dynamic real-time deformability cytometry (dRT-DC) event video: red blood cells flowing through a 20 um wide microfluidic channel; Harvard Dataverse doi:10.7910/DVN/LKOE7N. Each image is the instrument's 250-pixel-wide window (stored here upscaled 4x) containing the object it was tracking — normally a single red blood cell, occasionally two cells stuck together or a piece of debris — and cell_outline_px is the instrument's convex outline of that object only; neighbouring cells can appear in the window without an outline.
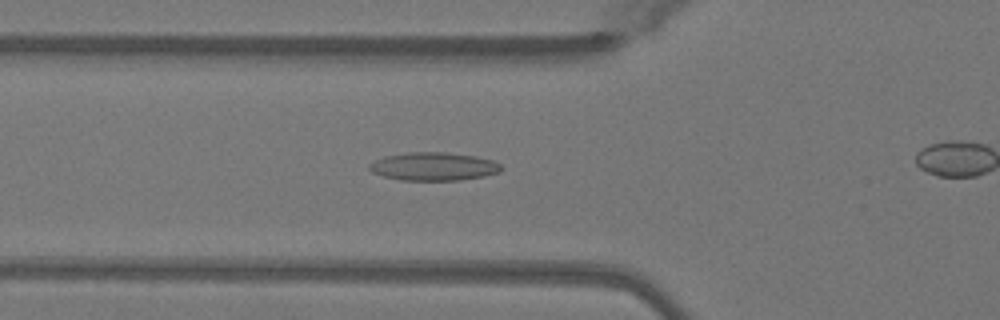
{"species": "Egyptian fruit bat (a non-hibernating species)", "species_latin": "Rousettus aegyptiacus", "temperature_condition": "warm", "stored_images_in_passage": 37, "camera_frame_rate_fps": 3000, "um_per_image_px": 0.085, "animal": {"sex": "female"}, "frame": {"image": 1, "passage_image": 14, "time_ms": 4.333, "image_size_px": [1000, 320], "cell_outline_px": [[504, 168], [500, 172], [484, 176], [460, 180], [400, 180], [384, 176], [372, 172], [368, 168], [368, 164], [384, 156], [408, 152], [444, 152], [476, 156], [492, 160], [500, 164]], "centroid_in_image_um": [36.87, 14.15], "position_along_channel_um": 88.9, "area_um2": 21.73}}
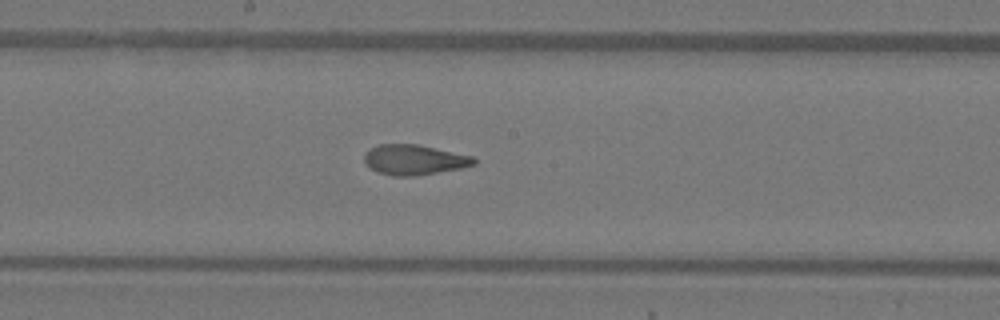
{"frame": {"image": 2, "passage_image": 23, "time_ms": 7.333, "image_size_px": [1000, 320], "cell_outline_px": [[476, 164], [460, 168], [416, 176], [392, 176], [376, 172], [364, 160], [364, 152], [380, 144], [420, 144], [472, 156], [476, 160]], "centroid_in_image_um": [35.21, 13.58], "position_along_channel_um": 213.0, "area_um2": 19.25}}
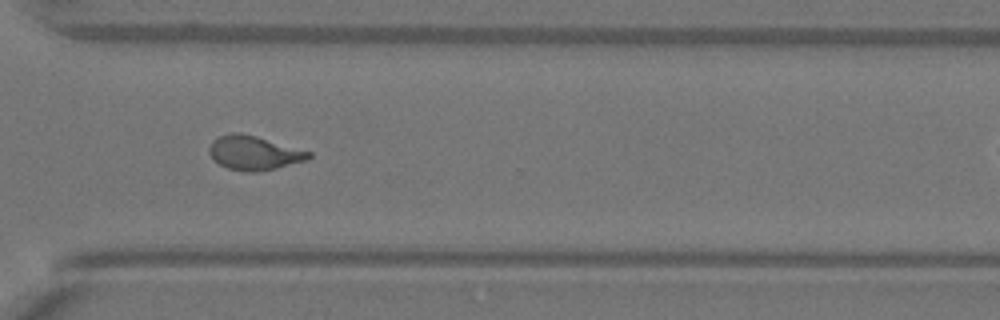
{"frame": {"image": 3, "passage_image": 33, "time_ms": 10.667, "image_size_px": [1000, 320], "cell_outline_px": [[312, 156], [308, 160], [276, 168], [256, 172], [248, 172], [228, 168], [212, 160], [208, 152], [208, 148], [212, 140], [220, 136], [232, 132], [240, 132], [256, 136], [312, 152]], "centroid_in_image_um": [21.57, 12.99], "position_along_channel_um": 349.0, "area_um2": 19.88}}